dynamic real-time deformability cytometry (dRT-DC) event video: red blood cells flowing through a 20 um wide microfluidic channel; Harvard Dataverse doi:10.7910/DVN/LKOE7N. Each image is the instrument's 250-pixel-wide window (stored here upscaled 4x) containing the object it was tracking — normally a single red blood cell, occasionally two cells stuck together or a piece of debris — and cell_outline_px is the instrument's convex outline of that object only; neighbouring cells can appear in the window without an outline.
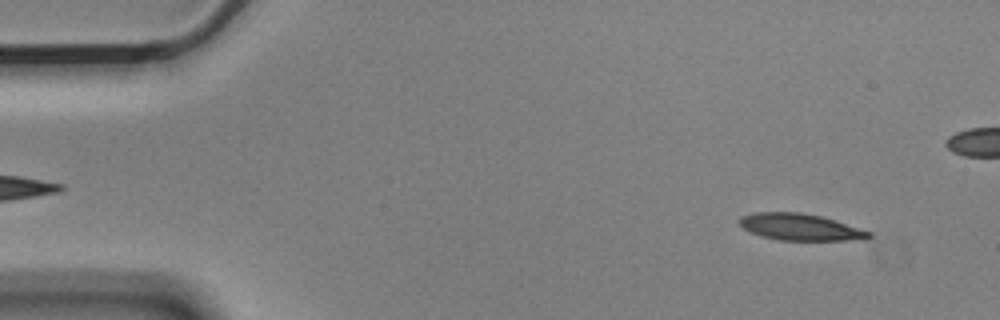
{"species": "Egyptian fruit bat (a non-hibernating species)", "species_latin": "Rousettus aegyptiacus", "temperature_condition": "cold", "stored_images_in_passage": 56, "camera_frame_rate_fps": 3000, "um_per_image_px": 0.085, "animal": {"sex": "male"}, "frame": {"image": 1, "passage_image": 4, "time_ms": 1.0, "image_size_px": [1000, 320], "cell_outline_px": [[872, 236], [864, 240], [780, 240], [760, 236], [744, 228], [736, 220], [740, 216], [752, 212], [800, 212], [820, 216], [836, 220], [872, 232]], "centroid_in_image_um": [68.02, 19.29], "position_along_channel_um": 17.0, "area_um2": 20.29}}
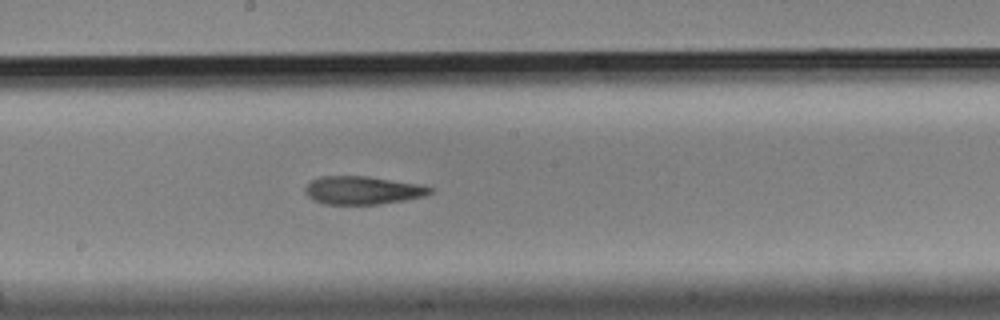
{"frame": {"image": 2, "passage_image": 29, "time_ms": 9.333, "image_size_px": [1000, 320], "cell_outline_px": [[436, 188], [432, 192], [424, 196], [404, 200], [380, 204], [324, 204], [312, 200], [304, 192], [304, 188], [312, 180], [320, 176], [368, 176], [420, 184]], "centroid_in_image_um": [30.83, 16.17], "position_along_channel_um": 217.4, "area_um2": 20.63}}
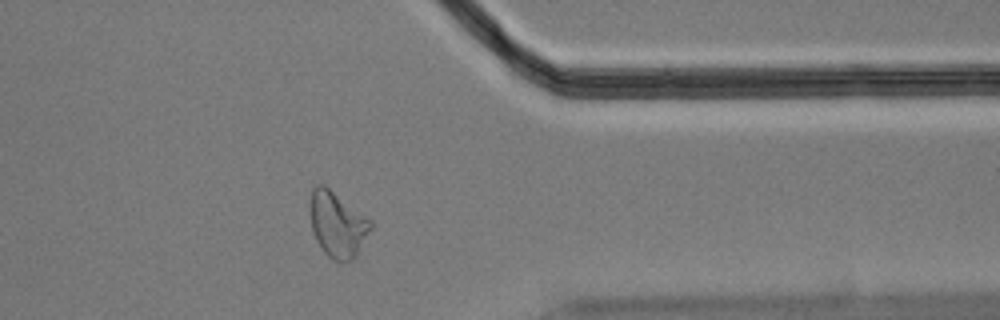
{"frame": {"image": 3, "passage_image": 44, "time_ms": 14.333, "image_size_px": [1000, 320], "cell_outline_px": [[372, 228], [356, 256], [352, 260], [344, 264], [340, 264], [332, 260], [324, 252], [316, 240], [312, 232], [308, 204], [312, 188], [316, 184], [324, 184], [372, 220]], "centroid_in_image_um": [28.66, 19.08], "position_along_channel_um": 382.7, "area_um2": 23.76}, "authors_computed_cell_mechanics": {"area_um2": 21.2126, "velocity_mm_per_s": 3.5332, "shape_relaxation_time_tau1_ms": null, "shape_relaxation_time_tau2_ms": 5.7089, "deformation_change_tau1": null, "deformation_change_tau2": 0.1578}}